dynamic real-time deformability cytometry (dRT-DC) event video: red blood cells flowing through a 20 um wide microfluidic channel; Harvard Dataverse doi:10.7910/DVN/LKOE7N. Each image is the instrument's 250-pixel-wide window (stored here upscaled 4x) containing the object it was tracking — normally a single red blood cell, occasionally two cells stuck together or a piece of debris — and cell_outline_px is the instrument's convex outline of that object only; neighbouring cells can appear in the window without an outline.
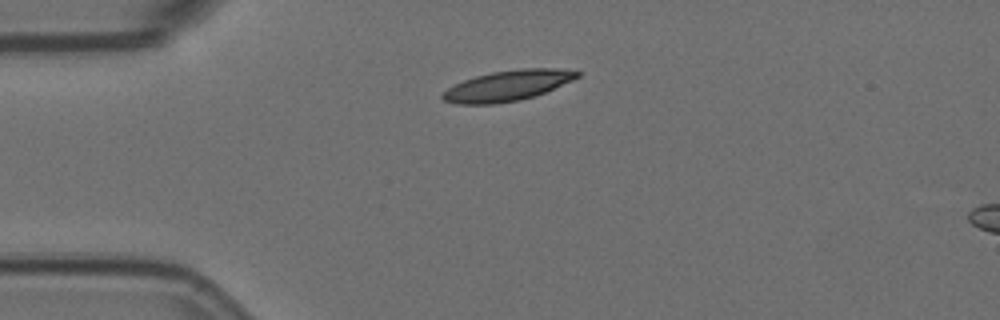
{"species": "Egyptian fruit bat (a non-hibernating species)", "species_latin": "Rousettus aegyptiacus", "temperature_condition": "room temperature", "stored_images_in_passage": 3, "camera_frame_rate_fps": 3000, "um_per_image_px": 0.085, "animal": {"sex": "female"}, "frame": {"image": 1, "passage_image": 1, "time_ms": 0.0, "image_size_px": [1000, 320], "cell_outline_px": [[580, 76], [572, 80], [544, 92], [520, 100], [496, 104], [456, 104], [444, 100], [440, 96], [448, 88], [464, 80], [476, 76], [492, 72], [520, 68], [556, 68], [580, 72]], "centroid_in_image_um": [43.13, 7.28], "position_along_channel_um": 41.9, "area_um2": 23.64}}
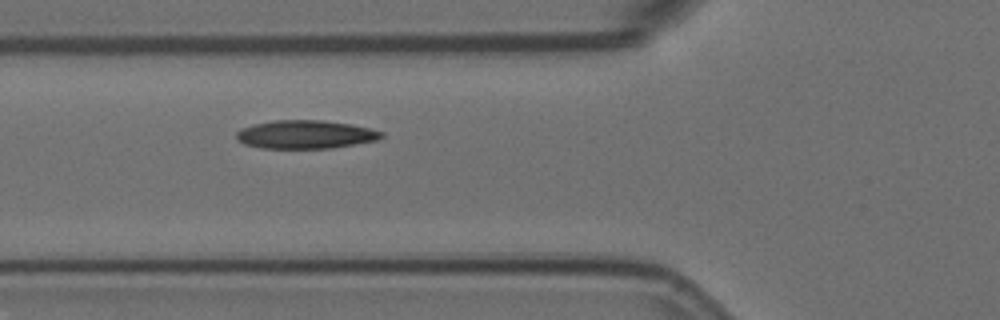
{"frame": {"image": 2, "passage_image": 3, "time_ms": 0.667, "image_size_px": [1000, 320], "cell_outline_px": [[384, 136], [376, 140], [332, 148], [260, 148], [244, 144], [236, 140], [236, 132], [240, 128], [252, 124], [276, 120], [320, 120], [352, 124], [384, 132]], "centroid_in_image_um": [25.92, 11.43], "position_along_channel_um": 99.9, "area_um2": 24.04}}